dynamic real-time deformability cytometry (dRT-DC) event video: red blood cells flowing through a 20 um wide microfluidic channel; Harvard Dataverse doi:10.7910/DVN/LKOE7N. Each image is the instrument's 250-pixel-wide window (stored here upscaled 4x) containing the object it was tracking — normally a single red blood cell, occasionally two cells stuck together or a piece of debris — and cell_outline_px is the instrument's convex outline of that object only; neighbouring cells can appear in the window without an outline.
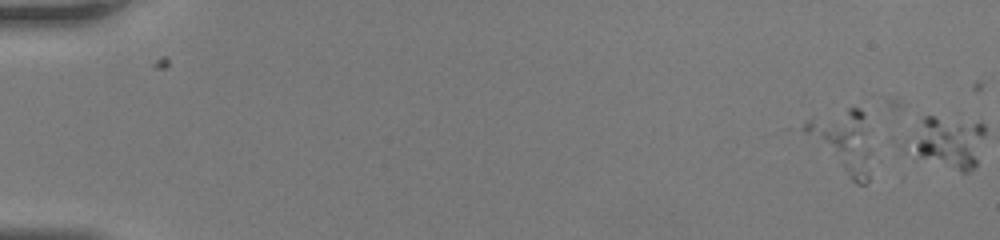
{"species": "human", "species_latin": "Homo sapiens", "temperature_condition": "room temperature", "stored_images_in_passage": 3, "camera_frame_rate_fps": 3000, "um_per_image_px": 0.085, "donor": {"sex": "female"}, "frame": {"image": 1, "passage_image": 1, "time_ms": 0.0, "image_size_px": [1000, 240], "cell_outline_px": [[984, 136], [976, 164], [968, 172], [960, 172], [920, 156], [912, 148], [912, 144], [924, 116], [932, 116], [980, 120], [984, 124]], "centroid_in_image_um": [80.75, 12.04], "position_along_channel_um": 4.2, "area_um2": 22.08}}